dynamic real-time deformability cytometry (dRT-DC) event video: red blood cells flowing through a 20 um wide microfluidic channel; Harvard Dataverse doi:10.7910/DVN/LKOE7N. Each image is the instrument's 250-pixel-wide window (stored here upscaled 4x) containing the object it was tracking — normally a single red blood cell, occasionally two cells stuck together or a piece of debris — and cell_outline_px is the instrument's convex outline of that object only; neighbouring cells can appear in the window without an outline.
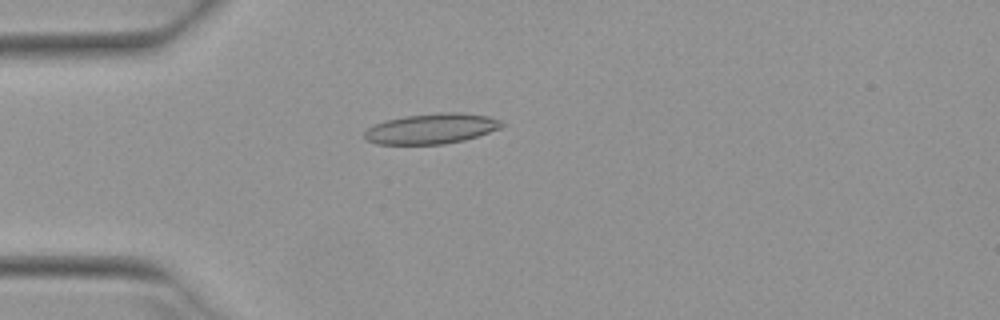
{"species": "Egyptian fruit bat (a non-hibernating species)", "species_latin": "Rousettus aegyptiacus", "temperature_condition": "warm", "stored_images_in_passage": 51, "camera_frame_rate_fps": 3000, "um_per_image_px": 0.085, "animal": {"sex": "female"}, "frame": {"image": 1, "passage_image": 14, "time_ms": 4.333, "image_size_px": [1000, 320], "cell_outline_px": [[504, 124], [500, 128], [464, 140], [444, 144], [376, 144], [368, 140], [364, 136], [364, 132], [368, 128], [384, 120], [404, 116], [440, 112], [464, 112], [488, 116], [500, 120]], "centroid_in_image_um": [36.67, 10.92], "position_along_channel_um": 48.3, "area_um2": 24.22}}
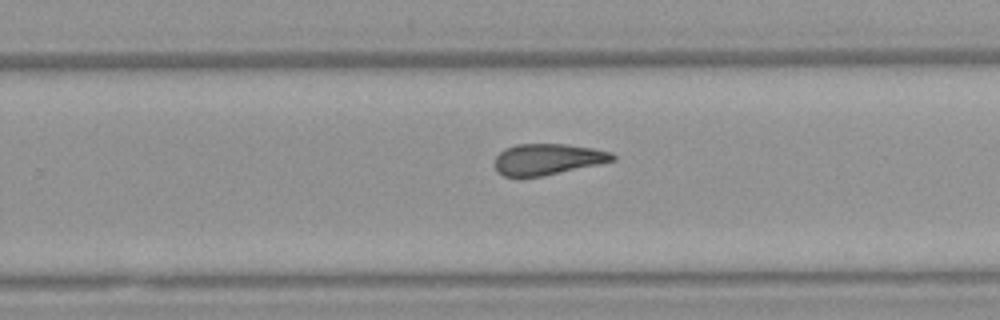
{"frame": {"image": 2, "passage_image": 33, "time_ms": 10.667, "image_size_px": [1000, 320], "cell_outline_px": [[616, 160], [600, 164], [544, 176], [504, 176], [496, 172], [492, 164], [496, 156], [504, 148], [516, 144], [568, 144], [592, 148], [612, 152], [616, 156]], "centroid_in_image_um": [46.53, 13.53], "position_along_channel_um": 283.3, "area_um2": 21.68}}
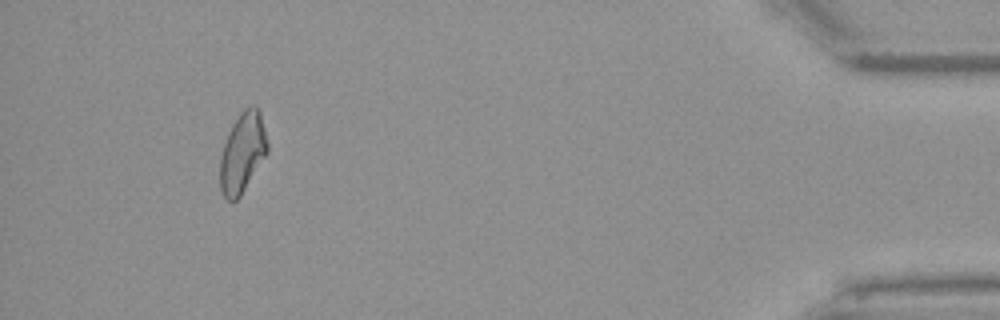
{"frame": {"image": 3, "passage_image": 48, "time_ms": 15.667, "image_size_px": [1000, 320], "cell_outline_px": [[268, 152], [240, 196], [236, 200], [228, 200], [224, 196], [220, 188], [220, 156], [224, 144], [232, 124], [240, 112], [244, 108], [252, 104], [260, 112], [268, 144]], "centroid_in_image_um": [20.61, 12.96], "position_along_channel_um": 414.6, "area_um2": 21.91}, "authors_computed_cell_mechanics": {"area_um2": 22.542, "velocity_mm_per_s": 3.9467, "shape_relaxation_time_tau1_ms": null, "shape_relaxation_time_tau2_ms": 2.5041, "deformation_change_tau1": null, "deformation_change_tau2": 0.0954}}